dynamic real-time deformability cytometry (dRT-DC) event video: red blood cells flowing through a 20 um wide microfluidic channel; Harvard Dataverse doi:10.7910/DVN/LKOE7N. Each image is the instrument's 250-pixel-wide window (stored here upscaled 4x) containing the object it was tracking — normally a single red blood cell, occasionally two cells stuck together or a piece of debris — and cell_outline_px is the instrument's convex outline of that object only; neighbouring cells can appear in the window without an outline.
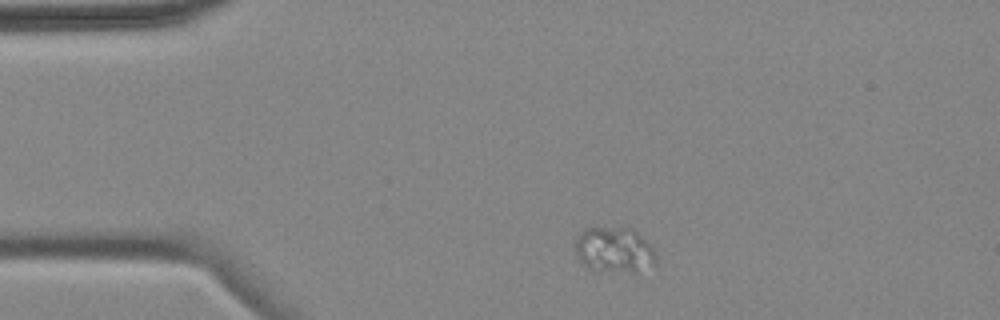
{"species": "common noctule bat (a hibernating species)", "species_latin": "Nyctalus noctula", "temperature_condition": "cold", "stored_images_in_passage": 3, "camera_frame_rate_fps": 3000, "um_per_image_px": 0.085, "animal": {"sex": "female", "body_mass_g": 18.4}, "frame": {"image": 1, "passage_image": 1, "time_ms": 0.0, "image_size_px": [1000, 320], "cell_outline_px": [[656, 264], [632, 272], [588, 268], [576, 256], [576, 236], [584, 228], [632, 228], [652, 244], [656, 252]], "centroid_in_image_um": [52.24, 21.21], "position_along_channel_um": 32.8, "area_um2": 21.27}}
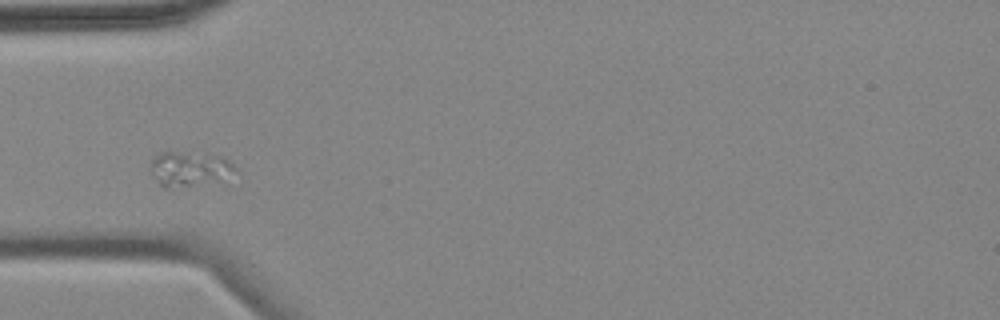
{"frame": {"image": 2, "passage_image": 3, "time_ms": 2.333, "image_size_px": [1000, 320], "cell_outline_px": [[240, 172], [220, 180], [168, 188], [164, 188], [160, 184], [152, 172], [152, 160], [160, 152], [176, 152], [220, 156], [228, 160]], "centroid_in_image_um": [16.15, 14.35], "position_along_channel_um": 68.8, "area_um2": 16.59}}